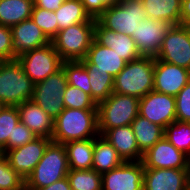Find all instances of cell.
Here are the masks:
<instances>
[{"mask_svg":"<svg viewBox=\"0 0 190 190\" xmlns=\"http://www.w3.org/2000/svg\"><path fill=\"white\" fill-rule=\"evenodd\" d=\"M98 135L100 134L97 109L65 108L54 120L51 139L56 143L65 144L70 141L95 138Z\"/></svg>","mask_w":190,"mask_h":190,"instance_id":"6da1fadb","label":"cell"},{"mask_svg":"<svg viewBox=\"0 0 190 190\" xmlns=\"http://www.w3.org/2000/svg\"><path fill=\"white\" fill-rule=\"evenodd\" d=\"M155 57L140 56L114 77L113 92L141 99L154 89Z\"/></svg>","mask_w":190,"mask_h":190,"instance_id":"7a4b0ae2","label":"cell"},{"mask_svg":"<svg viewBox=\"0 0 190 190\" xmlns=\"http://www.w3.org/2000/svg\"><path fill=\"white\" fill-rule=\"evenodd\" d=\"M69 170L64 144L51 141L25 183L31 190L41 189L67 177Z\"/></svg>","mask_w":190,"mask_h":190,"instance_id":"3957f363","label":"cell"},{"mask_svg":"<svg viewBox=\"0 0 190 190\" xmlns=\"http://www.w3.org/2000/svg\"><path fill=\"white\" fill-rule=\"evenodd\" d=\"M140 99L112 93L107 99L97 104L98 130L102 135L106 130L131 125L139 115Z\"/></svg>","mask_w":190,"mask_h":190,"instance_id":"277c9868","label":"cell"},{"mask_svg":"<svg viewBox=\"0 0 190 190\" xmlns=\"http://www.w3.org/2000/svg\"><path fill=\"white\" fill-rule=\"evenodd\" d=\"M34 83L26 75L20 63L4 61L0 66V101L5 106H18L31 100Z\"/></svg>","mask_w":190,"mask_h":190,"instance_id":"5b68a950","label":"cell"},{"mask_svg":"<svg viewBox=\"0 0 190 190\" xmlns=\"http://www.w3.org/2000/svg\"><path fill=\"white\" fill-rule=\"evenodd\" d=\"M95 22H83L60 30L51 40L63 61H82L94 40Z\"/></svg>","mask_w":190,"mask_h":190,"instance_id":"8992f818","label":"cell"},{"mask_svg":"<svg viewBox=\"0 0 190 190\" xmlns=\"http://www.w3.org/2000/svg\"><path fill=\"white\" fill-rule=\"evenodd\" d=\"M146 18L142 0H121L118 4L109 5L96 20L108 30L132 36Z\"/></svg>","mask_w":190,"mask_h":190,"instance_id":"52a82bcc","label":"cell"},{"mask_svg":"<svg viewBox=\"0 0 190 190\" xmlns=\"http://www.w3.org/2000/svg\"><path fill=\"white\" fill-rule=\"evenodd\" d=\"M16 59L34 84L44 81L48 76L56 73L63 64V60L52 43L27 51Z\"/></svg>","mask_w":190,"mask_h":190,"instance_id":"ba28073f","label":"cell"},{"mask_svg":"<svg viewBox=\"0 0 190 190\" xmlns=\"http://www.w3.org/2000/svg\"><path fill=\"white\" fill-rule=\"evenodd\" d=\"M68 85L63 68L34 84L32 99L55 120L65 109L63 92Z\"/></svg>","mask_w":190,"mask_h":190,"instance_id":"9c48e42d","label":"cell"},{"mask_svg":"<svg viewBox=\"0 0 190 190\" xmlns=\"http://www.w3.org/2000/svg\"><path fill=\"white\" fill-rule=\"evenodd\" d=\"M155 58L190 70V26L172 25Z\"/></svg>","mask_w":190,"mask_h":190,"instance_id":"30bf717a","label":"cell"},{"mask_svg":"<svg viewBox=\"0 0 190 190\" xmlns=\"http://www.w3.org/2000/svg\"><path fill=\"white\" fill-rule=\"evenodd\" d=\"M51 141L52 139L46 137H36L23 146L8 150L4 155L12 169L26 180L42 159Z\"/></svg>","mask_w":190,"mask_h":190,"instance_id":"8fae6325","label":"cell"},{"mask_svg":"<svg viewBox=\"0 0 190 190\" xmlns=\"http://www.w3.org/2000/svg\"><path fill=\"white\" fill-rule=\"evenodd\" d=\"M139 115L165 129L176 121L175 96L152 90L140 99Z\"/></svg>","mask_w":190,"mask_h":190,"instance_id":"7c38bea8","label":"cell"},{"mask_svg":"<svg viewBox=\"0 0 190 190\" xmlns=\"http://www.w3.org/2000/svg\"><path fill=\"white\" fill-rule=\"evenodd\" d=\"M142 163L144 169H188V156L164 136L143 154Z\"/></svg>","mask_w":190,"mask_h":190,"instance_id":"4fadbf2b","label":"cell"},{"mask_svg":"<svg viewBox=\"0 0 190 190\" xmlns=\"http://www.w3.org/2000/svg\"><path fill=\"white\" fill-rule=\"evenodd\" d=\"M143 175L142 161H125L101 174L102 190H143Z\"/></svg>","mask_w":190,"mask_h":190,"instance_id":"5bb4252c","label":"cell"},{"mask_svg":"<svg viewBox=\"0 0 190 190\" xmlns=\"http://www.w3.org/2000/svg\"><path fill=\"white\" fill-rule=\"evenodd\" d=\"M171 26L167 21L151 18L141 21L131 36L137 45L139 53L142 56L156 57L161 49L166 32Z\"/></svg>","mask_w":190,"mask_h":190,"instance_id":"9a60e30c","label":"cell"},{"mask_svg":"<svg viewBox=\"0 0 190 190\" xmlns=\"http://www.w3.org/2000/svg\"><path fill=\"white\" fill-rule=\"evenodd\" d=\"M154 91L176 96L190 81V70L155 58Z\"/></svg>","mask_w":190,"mask_h":190,"instance_id":"2e32d148","label":"cell"},{"mask_svg":"<svg viewBox=\"0 0 190 190\" xmlns=\"http://www.w3.org/2000/svg\"><path fill=\"white\" fill-rule=\"evenodd\" d=\"M11 29L13 60L27 51L37 49L51 43L31 18L13 25Z\"/></svg>","mask_w":190,"mask_h":190,"instance_id":"e0dca14e","label":"cell"},{"mask_svg":"<svg viewBox=\"0 0 190 190\" xmlns=\"http://www.w3.org/2000/svg\"><path fill=\"white\" fill-rule=\"evenodd\" d=\"M88 71H103L115 77L126 65L113 49L100 45L95 39L82 60Z\"/></svg>","mask_w":190,"mask_h":190,"instance_id":"ac0fdd59","label":"cell"},{"mask_svg":"<svg viewBox=\"0 0 190 190\" xmlns=\"http://www.w3.org/2000/svg\"><path fill=\"white\" fill-rule=\"evenodd\" d=\"M94 39L103 46L113 49L127 63L141 54L131 36L104 28L97 20L94 26Z\"/></svg>","mask_w":190,"mask_h":190,"instance_id":"d6986e66","label":"cell"},{"mask_svg":"<svg viewBox=\"0 0 190 190\" xmlns=\"http://www.w3.org/2000/svg\"><path fill=\"white\" fill-rule=\"evenodd\" d=\"M188 169H144L143 190H187Z\"/></svg>","mask_w":190,"mask_h":190,"instance_id":"ffe728a7","label":"cell"},{"mask_svg":"<svg viewBox=\"0 0 190 190\" xmlns=\"http://www.w3.org/2000/svg\"><path fill=\"white\" fill-rule=\"evenodd\" d=\"M20 122L26 125L37 137L51 139L54 120L33 100H27L17 106Z\"/></svg>","mask_w":190,"mask_h":190,"instance_id":"44dd1931","label":"cell"},{"mask_svg":"<svg viewBox=\"0 0 190 190\" xmlns=\"http://www.w3.org/2000/svg\"><path fill=\"white\" fill-rule=\"evenodd\" d=\"M118 152L124 161H142L131 125L106 130L102 135Z\"/></svg>","mask_w":190,"mask_h":190,"instance_id":"7402d4cb","label":"cell"},{"mask_svg":"<svg viewBox=\"0 0 190 190\" xmlns=\"http://www.w3.org/2000/svg\"><path fill=\"white\" fill-rule=\"evenodd\" d=\"M125 161L116 149L101 135L94 138L92 169L103 174L119 167Z\"/></svg>","mask_w":190,"mask_h":190,"instance_id":"603a6c76","label":"cell"},{"mask_svg":"<svg viewBox=\"0 0 190 190\" xmlns=\"http://www.w3.org/2000/svg\"><path fill=\"white\" fill-rule=\"evenodd\" d=\"M70 170H89L93 164L94 138L64 144Z\"/></svg>","mask_w":190,"mask_h":190,"instance_id":"cb8c5ba5","label":"cell"},{"mask_svg":"<svg viewBox=\"0 0 190 190\" xmlns=\"http://www.w3.org/2000/svg\"><path fill=\"white\" fill-rule=\"evenodd\" d=\"M147 18L180 25L182 0H142Z\"/></svg>","mask_w":190,"mask_h":190,"instance_id":"d4e9b609","label":"cell"},{"mask_svg":"<svg viewBox=\"0 0 190 190\" xmlns=\"http://www.w3.org/2000/svg\"><path fill=\"white\" fill-rule=\"evenodd\" d=\"M139 150L144 154L164 137L165 129L138 115L131 123Z\"/></svg>","mask_w":190,"mask_h":190,"instance_id":"484cf974","label":"cell"},{"mask_svg":"<svg viewBox=\"0 0 190 190\" xmlns=\"http://www.w3.org/2000/svg\"><path fill=\"white\" fill-rule=\"evenodd\" d=\"M33 0H0V24L12 27L30 19Z\"/></svg>","mask_w":190,"mask_h":190,"instance_id":"4316f807","label":"cell"},{"mask_svg":"<svg viewBox=\"0 0 190 190\" xmlns=\"http://www.w3.org/2000/svg\"><path fill=\"white\" fill-rule=\"evenodd\" d=\"M55 14L58 23V32L78 23L96 21L85 10L80 0H65L55 11Z\"/></svg>","mask_w":190,"mask_h":190,"instance_id":"83f0119b","label":"cell"},{"mask_svg":"<svg viewBox=\"0 0 190 190\" xmlns=\"http://www.w3.org/2000/svg\"><path fill=\"white\" fill-rule=\"evenodd\" d=\"M91 98L96 104L104 101L113 93L114 77L103 71H88Z\"/></svg>","mask_w":190,"mask_h":190,"instance_id":"f1b7e54d","label":"cell"},{"mask_svg":"<svg viewBox=\"0 0 190 190\" xmlns=\"http://www.w3.org/2000/svg\"><path fill=\"white\" fill-rule=\"evenodd\" d=\"M67 178L72 190H102L101 174L93 169L69 170Z\"/></svg>","mask_w":190,"mask_h":190,"instance_id":"f546056e","label":"cell"},{"mask_svg":"<svg viewBox=\"0 0 190 190\" xmlns=\"http://www.w3.org/2000/svg\"><path fill=\"white\" fill-rule=\"evenodd\" d=\"M164 136L176 149L190 155V123L175 121L166 126Z\"/></svg>","mask_w":190,"mask_h":190,"instance_id":"4dcf8cb0","label":"cell"},{"mask_svg":"<svg viewBox=\"0 0 190 190\" xmlns=\"http://www.w3.org/2000/svg\"><path fill=\"white\" fill-rule=\"evenodd\" d=\"M62 68L69 85L77 87L91 96L88 70L82 61H63Z\"/></svg>","mask_w":190,"mask_h":190,"instance_id":"1f68e13d","label":"cell"},{"mask_svg":"<svg viewBox=\"0 0 190 190\" xmlns=\"http://www.w3.org/2000/svg\"><path fill=\"white\" fill-rule=\"evenodd\" d=\"M51 41L58 33V23L55 11H48L41 7L32 8L30 17Z\"/></svg>","mask_w":190,"mask_h":190,"instance_id":"d6a6232c","label":"cell"},{"mask_svg":"<svg viewBox=\"0 0 190 190\" xmlns=\"http://www.w3.org/2000/svg\"><path fill=\"white\" fill-rule=\"evenodd\" d=\"M63 101L65 108L97 109V104L89 94L69 84L63 92Z\"/></svg>","mask_w":190,"mask_h":190,"instance_id":"836d02e7","label":"cell"},{"mask_svg":"<svg viewBox=\"0 0 190 190\" xmlns=\"http://www.w3.org/2000/svg\"><path fill=\"white\" fill-rule=\"evenodd\" d=\"M20 122L17 106H4L0 111V150L12 138L14 126Z\"/></svg>","mask_w":190,"mask_h":190,"instance_id":"e575fe53","label":"cell"},{"mask_svg":"<svg viewBox=\"0 0 190 190\" xmlns=\"http://www.w3.org/2000/svg\"><path fill=\"white\" fill-rule=\"evenodd\" d=\"M24 183L25 180L12 169L7 157L0 153V190H14Z\"/></svg>","mask_w":190,"mask_h":190,"instance_id":"d590c367","label":"cell"},{"mask_svg":"<svg viewBox=\"0 0 190 190\" xmlns=\"http://www.w3.org/2000/svg\"><path fill=\"white\" fill-rule=\"evenodd\" d=\"M36 137L37 136L26 125L19 122L14 126L12 138H8L7 144L0 150V153L5 154L8 150L23 146Z\"/></svg>","mask_w":190,"mask_h":190,"instance_id":"8d00e7d4","label":"cell"},{"mask_svg":"<svg viewBox=\"0 0 190 190\" xmlns=\"http://www.w3.org/2000/svg\"><path fill=\"white\" fill-rule=\"evenodd\" d=\"M176 121L190 123V81L175 96Z\"/></svg>","mask_w":190,"mask_h":190,"instance_id":"74e56055","label":"cell"},{"mask_svg":"<svg viewBox=\"0 0 190 190\" xmlns=\"http://www.w3.org/2000/svg\"><path fill=\"white\" fill-rule=\"evenodd\" d=\"M0 57L4 61L13 60L12 29L0 24Z\"/></svg>","mask_w":190,"mask_h":190,"instance_id":"f35d334b","label":"cell"},{"mask_svg":"<svg viewBox=\"0 0 190 190\" xmlns=\"http://www.w3.org/2000/svg\"><path fill=\"white\" fill-rule=\"evenodd\" d=\"M92 18L97 19L108 7L103 0H80Z\"/></svg>","mask_w":190,"mask_h":190,"instance_id":"ab89813d","label":"cell"},{"mask_svg":"<svg viewBox=\"0 0 190 190\" xmlns=\"http://www.w3.org/2000/svg\"><path fill=\"white\" fill-rule=\"evenodd\" d=\"M65 0H33L35 7H41L48 11H56Z\"/></svg>","mask_w":190,"mask_h":190,"instance_id":"60d3db41","label":"cell"},{"mask_svg":"<svg viewBox=\"0 0 190 190\" xmlns=\"http://www.w3.org/2000/svg\"><path fill=\"white\" fill-rule=\"evenodd\" d=\"M36 190H72L70 187V183L67 177L58 180L51 184L50 186L43 187L41 189Z\"/></svg>","mask_w":190,"mask_h":190,"instance_id":"b9f144b4","label":"cell"},{"mask_svg":"<svg viewBox=\"0 0 190 190\" xmlns=\"http://www.w3.org/2000/svg\"><path fill=\"white\" fill-rule=\"evenodd\" d=\"M180 24L190 26V0H182Z\"/></svg>","mask_w":190,"mask_h":190,"instance_id":"7bdbcfd3","label":"cell"},{"mask_svg":"<svg viewBox=\"0 0 190 190\" xmlns=\"http://www.w3.org/2000/svg\"><path fill=\"white\" fill-rule=\"evenodd\" d=\"M108 6L118 4L121 0H103Z\"/></svg>","mask_w":190,"mask_h":190,"instance_id":"ee69618b","label":"cell"},{"mask_svg":"<svg viewBox=\"0 0 190 190\" xmlns=\"http://www.w3.org/2000/svg\"><path fill=\"white\" fill-rule=\"evenodd\" d=\"M14 190H31L26 183H24L22 186L18 187L17 189Z\"/></svg>","mask_w":190,"mask_h":190,"instance_id":"f6af8a7d","label":"cell"},{"mask_svg":"<svg viewBox=\"0 0 190 190\" xmlns=\"http://www.w3.org/2000/svg\"><path fill=\"white\" fill-rule=\"evenodd\" d=\"M188 178H190V155L188 156Z\"/></svg>","mask_w":190,"mask_h":190,"instance_id":"bcb514c9","label":"cell"},{"mask_svg":"<svg viewBox=\"0 0 190 190\" xmlns=\"http://www.w3.org/2000/svg\"><path fill=\"white\" fill-rule=\"evenodd\" d=\"M187 190H190V178H188V181H187Z\"/></svg>","mask_w":190,"mask_h":190,"instance_id":"7dc6e473","label":"cell"},{"mask_svg":"<svg viewBox=\"0 0 190 190\" xmlns=\"http://www.w3.org/2000/svg\"><path fill=\"white\" fill-rule=\"evenodd\" d=\"M5 105L0 101V111L3 109Z\"/></svg>","mask_w":190,"mask_h":190,"instance_id":"c3c4849f","label":"cell"},{"mask_svg":"<svg viewBox=\"0 0 190 190\" xmlns=\"http://www.w3.org/2000/svg\"><path fill=\"white\" fill-rule=\"evenodd\" d=\"M4 62V60L0 57V66Z\"/></svg>","mask_w":190,"mask_h":190,"instance_id":"681fc988","label":"cell"}]
</instances>
